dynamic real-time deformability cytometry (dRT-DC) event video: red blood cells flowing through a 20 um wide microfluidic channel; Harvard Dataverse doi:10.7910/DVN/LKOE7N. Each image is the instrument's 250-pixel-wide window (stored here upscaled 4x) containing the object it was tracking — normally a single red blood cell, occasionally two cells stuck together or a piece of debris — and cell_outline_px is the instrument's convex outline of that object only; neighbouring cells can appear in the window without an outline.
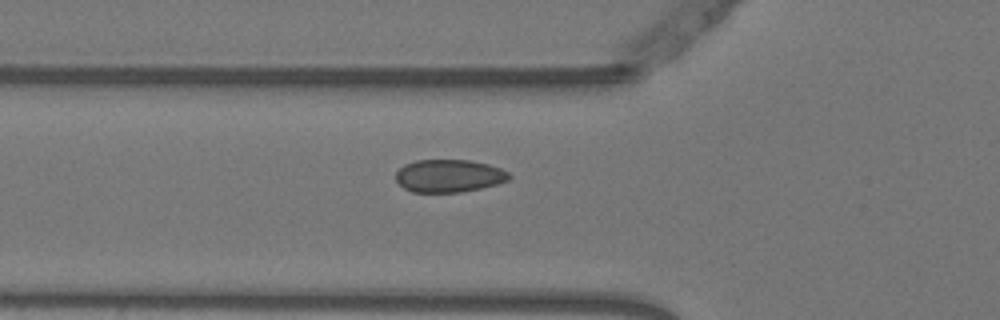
{"species": "Egyptian fruit bat (a non-hibernating species)", "species_latin": "Rousettus aegyptiacus", "temperature_condition": "warm", "stored_images_in_passage": 37, "camera_frame_rate_fps": 3000, "um_per_image_px": 0.085, "animal": {"sex": "female"}, "frame": {"image": 1, "passage_image": 2, "time_ms": 0.333, "image_size_px": [1000, 320], "cell_outline_px": [[512, 176], [508, 180], [496, 184], [480, 188], [460, 192], [412, 192], [404, 188], [396, 180], [396, 172], [404, 164], [416, 160], [468, 160], [488, 164], [500, 168], [508, 172]], "centroid_in_image_um": [38.15, 14.94], "position_along_channel_um": 87.6, "area_um2": 21.56}}
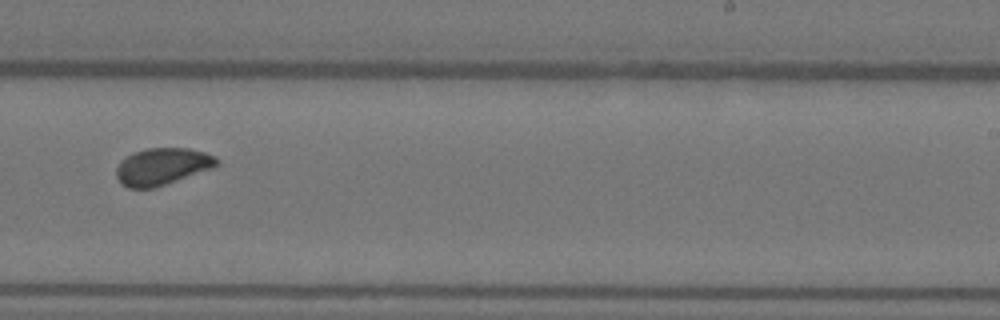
{"frame": {"image": 2, "passage_image": 17, "time_ms": 5.333, "image_size_px": [1000, 320], "cell_outline_px": [[220, 164], [212, 168], [156, 188], [128, 188], [120, 184], [116, 176], [116, 168], [120, 160], [132, 152], [148, 148], [188, 148], [204, 152], [220, 160]], "centroid_in_image_um": [13.75, 14.16], "position_along_channel_um": 275.2, "area_um2": 21.85}}
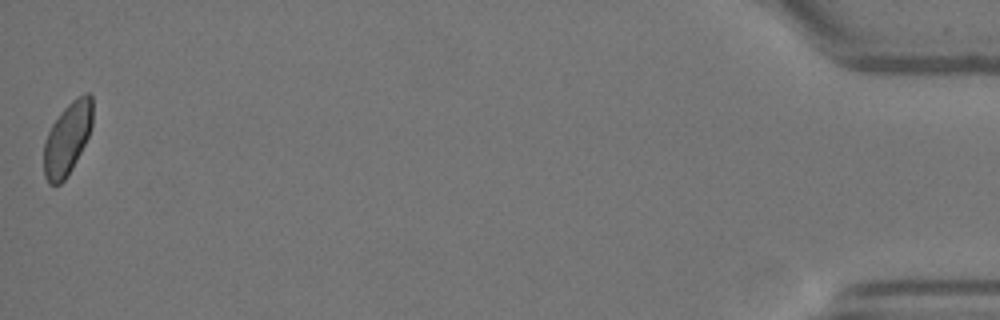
{"frame": {"image": 3, "passage_image": 37, "time_ms": 12.0, "image_size_px": [1000, 320], "cell_outline_px": [[92, 124], [88, 136], [68, 176], [60, 184], [48, 184], [44, 176], [44, 140], [52, 124], [60, 112], [76, 96], [84, 92], [88, 92], [92, 96]], "centroid_in_image_um": [5.71, 11.76], "position_along_channel_um": 429.5, "area_um2": 20.58}}